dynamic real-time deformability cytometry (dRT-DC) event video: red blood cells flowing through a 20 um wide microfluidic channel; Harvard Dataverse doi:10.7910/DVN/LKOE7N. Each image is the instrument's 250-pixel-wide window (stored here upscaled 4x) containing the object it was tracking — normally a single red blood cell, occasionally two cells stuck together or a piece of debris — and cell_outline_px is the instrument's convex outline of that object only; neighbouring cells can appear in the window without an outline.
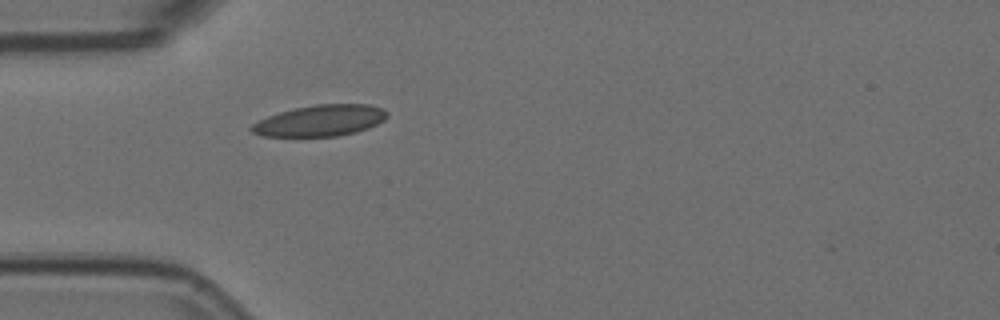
{"species": "Egyptian fruit bat (a non-hibernating species)", "species_latin": "Rousettus aegyptiacus", "temperature_condition": "room temperature", "stored_images_in_passage": 5, "camera_frame_rate_fps": 3000, "um_per_image_px": 0.085, "animal": {"sex": "female"}, "frame": {"image": 1, "passage_image": 5, "time_ms": 1.333, "image_size_px": [1000, 320], "cell_outline_px": [[388, 116], [384, 120], [368, 128], [356, 132], [336, 136], [260, 136], [252, 132], [248, 128], [252, 124], [268, 116], [280, 112], [296, 108], [316, 104], [368, 104], [380, 108], [388, 112]], "centroid_in_image_um": [27.21, 10.25], "position_along_channel_um": 57.8, "area_um2": 24.51}}